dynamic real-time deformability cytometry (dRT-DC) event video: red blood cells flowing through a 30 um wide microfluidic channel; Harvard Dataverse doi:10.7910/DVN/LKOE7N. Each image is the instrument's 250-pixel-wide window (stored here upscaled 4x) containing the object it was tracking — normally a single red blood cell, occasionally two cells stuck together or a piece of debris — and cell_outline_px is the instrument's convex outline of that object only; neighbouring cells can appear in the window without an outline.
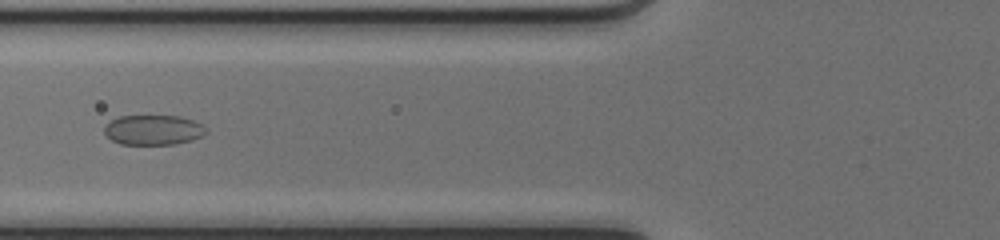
{"species": "common noctule bat (a hibernating species)", "species_latin": "Nyctalus noctula", "temperature_condition": "cold", "stored_images_in_passage": 41, "camera_frame_rate_fps": 3000, "um_per_image_px": 0.085, "animal": {"sex": "female", "body_mass_g": 17.0, "forearm_length_mm": 48.0}, "frame": {"image": 1, "passage_image": 11, "time_ms": 3.333, "image_size_px": [1000, 240], "cell_outline_px": [[208, 132], [192, 140], [176, 144], [120, 144], [112, 140], [104, 132], [104, 128], [112, 120], [120, 116], [180, 116], [192, 120], [200, 124]], "centroid_in_image_um": [13.03, 11.05], "position_along_channel_um": 112.8, "area_um2": 17.51}}
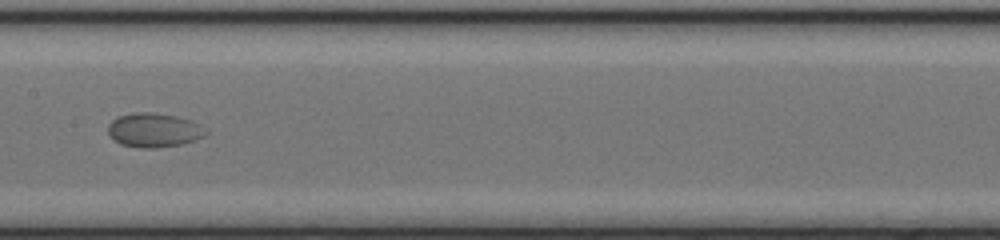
{"frame": {"image": 2, "passage_image": 17, "time_ms": 5.333, "image_size_px": [1000, 240], "cell_outline_px": [[208, 132], [204, 136], [196, 140], [180, 144], [156, 148], [140, 148], [120, 144], [108, 132], [108, 124], [112, 120], [120, 116], [136, 112], [152, 112], [176, 116], [192, 120]], "centroid_in_image_um": [13.09, 11.06], "position_along_channel_um": 194.3, "area_um2": 19.31}}
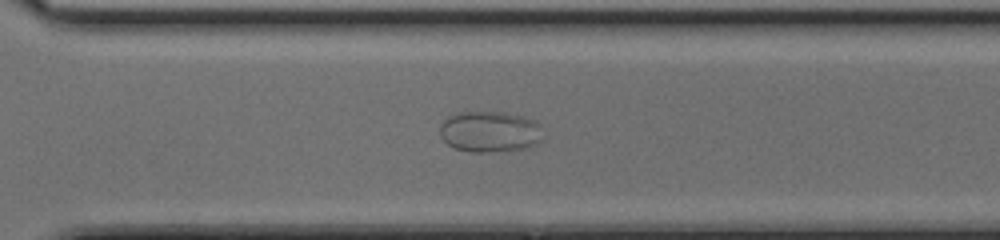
{"frame": {"image": 3, "passage_image": 27, "time_ms": 8.667, "image_size_px": [1000, 240], "cell_outline_px": [[540, 140], [536, 144], [524, 148], [488, 152], [472, 152], [452, 148], [440, 136], [440, 124], [448, 116], [456, 112], [504, 112], [520, 116], [532, 120], [540, 124]], "centroid_in_image_um": [41.57, 11.19], "position_along_channel_um": 329.0, "area_um2": 24.51}, "authors_computed_cell_mechanics": {"area_um2": 20.2878, "velocity_mm_per_s": 4.0673, "shape_relaxation_time_tau1_ms": 5.4001, "shape_relaxation_time_tau2_ms": null, "deformation_change_tau1": 0.1204, "deformation_change_tau2": null}}